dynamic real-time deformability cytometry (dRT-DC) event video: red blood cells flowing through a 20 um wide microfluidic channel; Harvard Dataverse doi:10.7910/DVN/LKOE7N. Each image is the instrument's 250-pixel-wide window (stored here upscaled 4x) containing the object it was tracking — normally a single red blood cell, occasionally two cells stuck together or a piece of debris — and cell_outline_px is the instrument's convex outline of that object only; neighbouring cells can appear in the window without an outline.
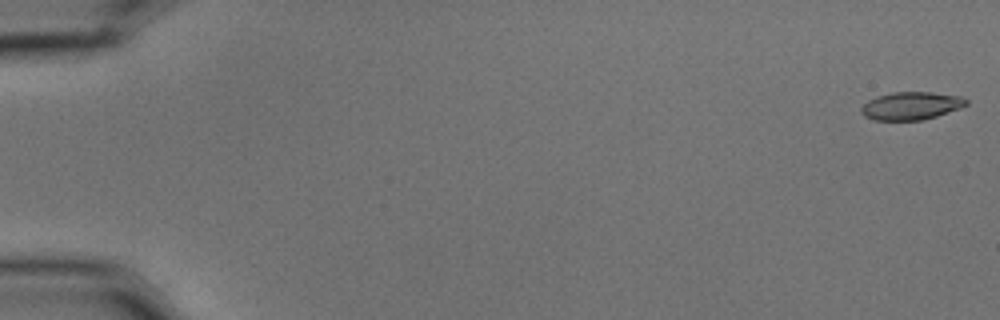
{"species": "common noctule bat (a hibernating species)", "species_latin": "Nyctalus noctula", "temperature_condition": "cold", "stored_images_in_passage": 57, "camera_frame_rate_fps": 3000, "um_per_image_px": 0.085, "animal": {"sex": "male", "body_mass_g": 15.6}, "frame": {"image": 1, "passage_image": 1, "time_ms": 0.0, "image_size_px": [1000, 320], "cell_outline_px": [[968, 104], [960, 108], [924, 120], [872, 120], [864, 116], [860, 112], [860, 108], [868, 100], [876, 96], [892, 92], [932, 92], [964, 96], [968, 100]], "centroid_in_image_um": [77.45, 8.99], "position_along_channel_um": 7.6, "area_um2": 17.28}}
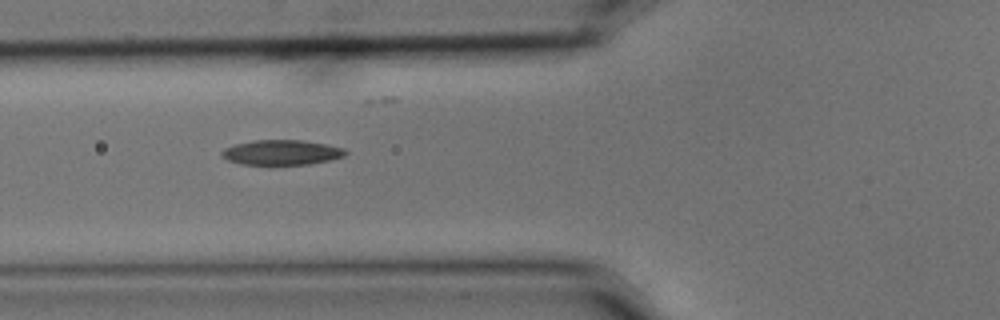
{"frame": {"image": 2, "passage_image": 22, "time_ms": 7.0, "image_size_px": [1000, 320], "cell_outline_px": [[348, 152], [344, 156], [328, 160], [308, 164], [272, 168], [240, 164], [228, 160], [220, 156], [220, 152], [224, 148], [236, 144], [252, 140], [300, 140], [328, 144], [344, 148]], "centroid_in_image_um": [23.88, 13.0], "position_along_channel_um": 101.9, "area_um2": 18.96}}
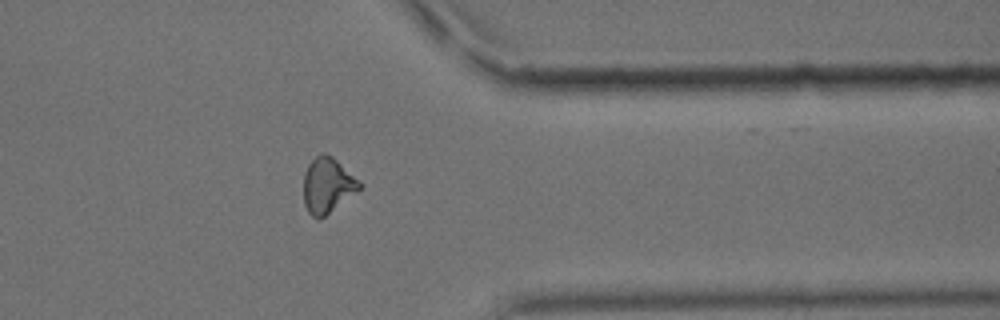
{"frame": {"image": 3, "passage_image": 46, "time_ms": 15.0, "image_size_px": [1000, 320], "cell_outline_px": [[364, 184], [360, 188], [324, 216], [312, 216], [308, 212], [304, 204], [304, 172], [308, 164], [316, 156], [324, 152], [332, 156], [360, 180]], "centroid_in_image_um": [27.83, 15.7], "position_along_channel_um": 383.6, "area_um2": 17.69}, "authors_computed_cell_mechanics": {"area_um2": 17.8024, "velocity_mm_per_s": 3.6052, "shape_relaxation_time_tau1_ms": 9.655, "shape_relaxation_time_tau2_ms": 3.9374, "deformation_change_tau1": 0.224, "deformation_change_tau2": 0.1158}}